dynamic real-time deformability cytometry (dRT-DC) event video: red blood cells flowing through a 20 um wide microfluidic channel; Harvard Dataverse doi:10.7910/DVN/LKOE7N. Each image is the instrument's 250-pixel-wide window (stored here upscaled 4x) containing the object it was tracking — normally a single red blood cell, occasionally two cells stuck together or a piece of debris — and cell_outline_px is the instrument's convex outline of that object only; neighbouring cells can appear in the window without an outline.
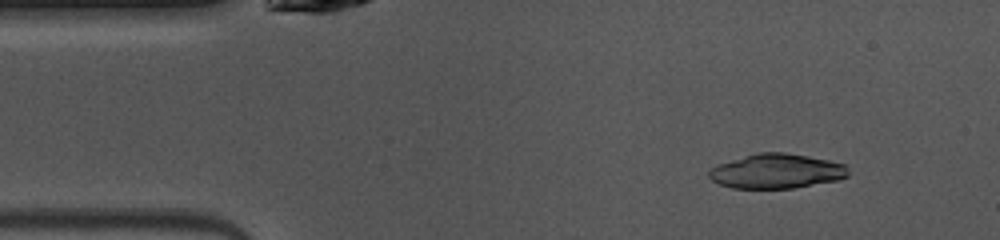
{"species": "common noctule bat (a hibernating species)", "species_latin": "Nyctalus noctula", "temperature_condition": "warm", "stored_images_in_passage": 47, "camera_frame_rate_fps": 3000, "um_per_image_px": 0.085, "animal": {"sex": "female", "body_mass_g": 10.0, "forearm_length_mm": 53.1}, "frame": {"image": 1, "passage_image": 5, "time_ms": 1.333, "image_size_px": [1000, 240], "cell_outline_px": [[848, 176], [840, 180], [792, 188], [732, 188], [720, 184], [712, 180], [708, 176], [708, 172], [712, 168], [720, 164], [756, 152], [784, 152], [808, 156], [828, 160], [844, 164], [848, 168]], "centroid_in_image_um": [66.03, 14.55], "position_along_channel_um": 19.0, "area_um2": 27.98}}